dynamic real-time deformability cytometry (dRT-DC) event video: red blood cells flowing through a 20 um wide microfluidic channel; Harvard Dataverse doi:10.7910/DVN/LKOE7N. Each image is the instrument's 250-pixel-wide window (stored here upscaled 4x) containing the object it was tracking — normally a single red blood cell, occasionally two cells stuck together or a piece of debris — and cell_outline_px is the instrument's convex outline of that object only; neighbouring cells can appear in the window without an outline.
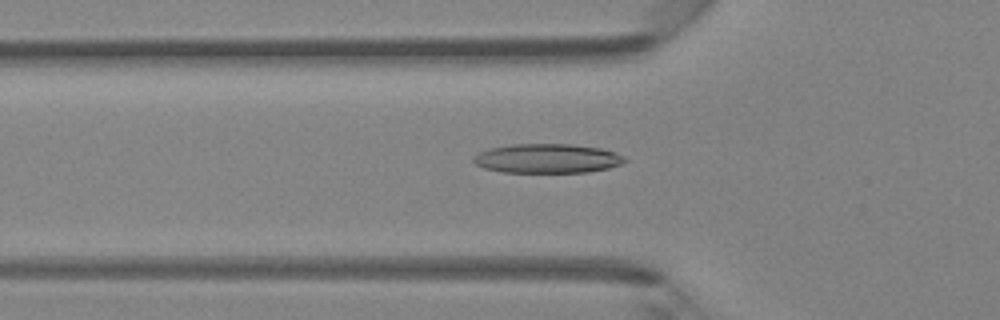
{"species": "Egyptian fruit bat (a non-hibernating species)", "species_latin": "Rousettus aegyptiacus", "temperature_condition": "room temperature", "stored_images_in_passage": 43, "camera_frame_rate_fps": 3000, "um_per_image_px": 0.085, "animal": {"sex": "female"}, "frame": {"image": 1, "passage_image": 12, "time_ms": 3.667, "image_size_px": [1000, 320], "cell_outline_px": [[628, 160], [620, 164], [608, 168], [588, 172], [504, 172], [484, 168], [476, 164], [472, 160], [480, 152], [492, 148], [512, 144], [572, 144], [600, 148], [616, 152], [624, 156]], "centroid_in_image_um": [46.56, 13.47], "position_along_channel_um": 79.2, "area_um2": 25.66}}
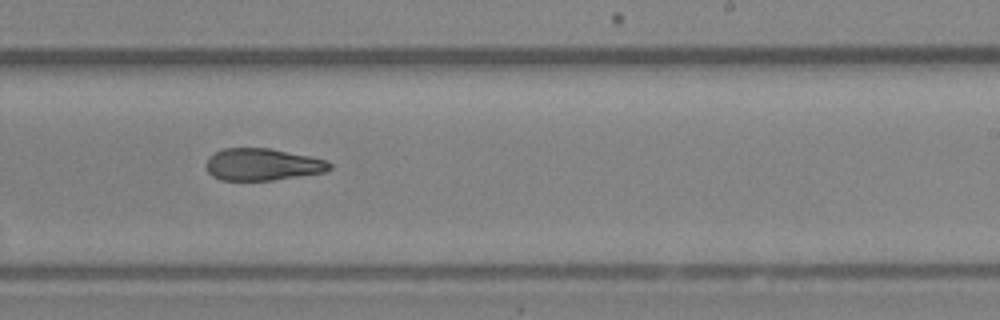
{"frame": {"image": 2, "passage_image": 25, "time_ms": 8.0, "image_size_px": [1000, 320], "cell_outline_px": [[332, 168], [324, 172], [272, 180], [220, 180], [212, 176], [208, 172], [208, 156], [224, 148], [268, 148], [328, 160], [332, 164]], "centroid_in_image_um": [22.32, 13.98], "position_along_channel_um": 266.7, "area_um2": 22.83}}
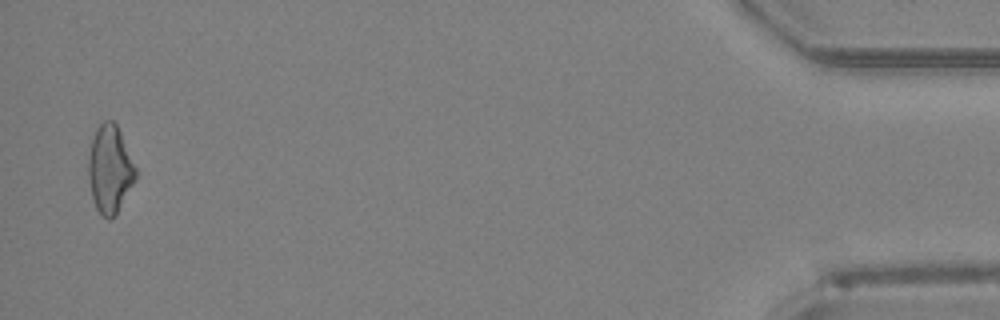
{"frame": {"image": 3, "passage_image": 42, "time_ms": 13.667, "image_size_px": [1000, 320], "cell_outline_px": [[136, 180], [112, 220], [108, 220], [96, 208], [92, 196], [88, 176], [88, 160], [92, 140], [96, 128], [104, 120], [112, 120], [116, 124], [120, 132], [136, 168]], "centroid_in_image_um": [9.34, 14.39], "position_along_channel_um": 425.9, "area_um2": 23.93}, "authors_computed_cell_mechanics": {"area_um2": 24.1026, "velocity_mm_per_s": 4.3307, "shape_relaxation_time_tau1_ms": null, "shape_relaxation_time_tau2_ms": 6.174, "deformation_change_tau1": null, "deformation_change_tau2": 0.1688}}